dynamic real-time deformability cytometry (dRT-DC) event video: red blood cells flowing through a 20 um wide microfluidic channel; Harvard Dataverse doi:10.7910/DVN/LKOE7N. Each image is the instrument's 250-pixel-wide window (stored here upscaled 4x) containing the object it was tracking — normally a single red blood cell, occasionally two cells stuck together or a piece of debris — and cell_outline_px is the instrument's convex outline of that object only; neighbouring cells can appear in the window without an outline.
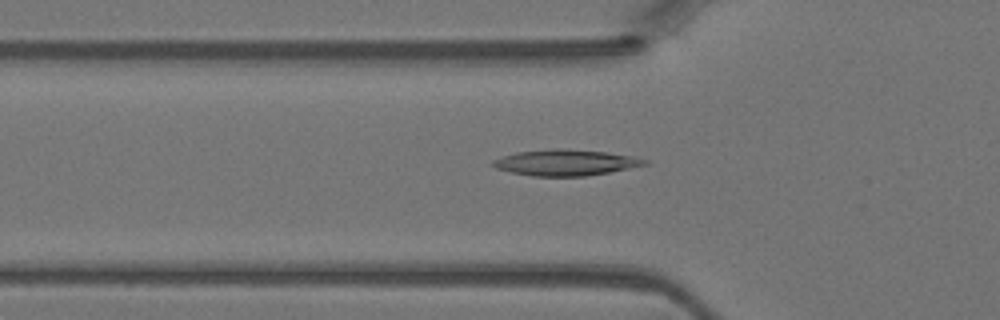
{"species": "Egyptian fruit bat (a non-hibernating species)", "species_latin": "Rousettus aegyptiacus", "temperature_condition": "warm", "stored_images_in_passage": 44, "camera_frame_rate_fps": 3000, "um_per_image_px": 0.085, "animal": {"sex": "female"}, "frame": {"image": 1, "passage_image": 14, "time_ms": 4.333, "image_size_px": [1000, 320], "cell_outline_px": [[652, 160], [648, 164], [608, 172], [584, 176], [532, 176], [512, 172], [496, 168], [492, 164], [492, 160], [516, 152], [552, 148], [560, 148], [608, 152], [632, 156]], "centroid_in_image_um": [48.1, 13.81], "position_along_channel_um": 77.7, "area_um2": 22.95}}
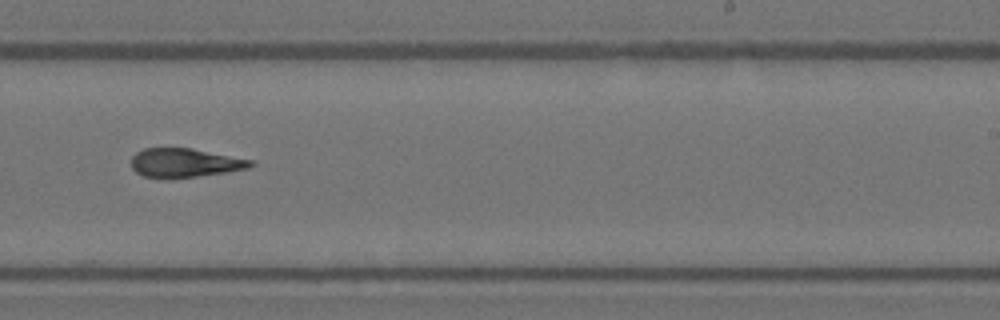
{"frame": {"image": 2, "passage_image": 27, "time_ms": 8.667, "image_size_px": [1000, 320], "cell_outline_px": [[256, 164], [248, 168], [224, 172], [172, 180], [144, 176], [136, 172], [132, 168], [132, 156], [136, 152], [144, 148], [192, 148], [252, 160]], "centroid_in_image_um": [15.68, 13.85], "position_along_channel_um": 273.3, "area_um2": 20.29}}
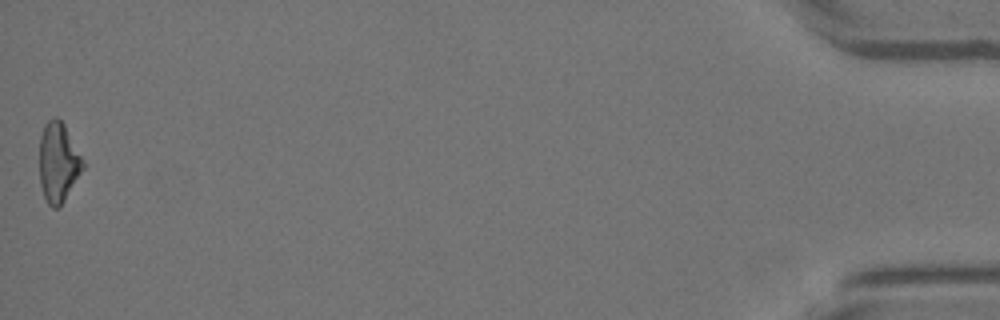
{"frame": {"image": 3, "passage_image": 44, "time_ms": 14.333, "image_size_px": [1000, 320], "cell_outline_px": [[84, 168], [60, 208], [52, 208], [48, 204], [44, 196], [40, 184], [40, 136], [44, 124], [52, 116], [56, 116], [64, 124], [84, 160]], "centroid_in_image_um": [4.96, 13.8], "position_along_channel_um": 430.2, "area_um2": 20.35}}